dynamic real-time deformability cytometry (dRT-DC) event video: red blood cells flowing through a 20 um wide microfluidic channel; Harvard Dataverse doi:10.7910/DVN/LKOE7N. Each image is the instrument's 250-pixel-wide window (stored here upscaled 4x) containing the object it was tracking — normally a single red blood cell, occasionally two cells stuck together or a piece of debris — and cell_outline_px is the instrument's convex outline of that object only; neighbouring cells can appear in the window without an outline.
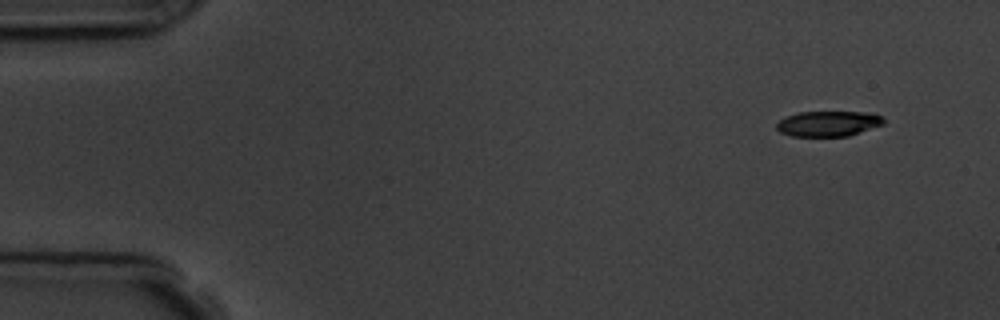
{"species": "common noctule bat (a hibernating species)", "species_latin": "Nyctalus noctula", "temperature_condition": "room temperature", "stored_images_in_passage": 5, "camera_frame_rate_fps": 3000, "um_per_image_px": 0.085, "animal": {"sex": "male", "body_mass_g": 19.5, "forearm_length_mm": 54.6}, "frame": {"image": 1, "passage_image": 1, "time_ms": 0.0, "image_size_px": [1000, 320], "cell_outline_px": [[884, 124], [848, 136], [792, 136], [780, 132], [776, 128], [776, 124], [784, 116], [800, 112], [868, 112], [884, 116]], "centroid_in_image_um": [70.41, 10.5], "position_along_channel_um": 14.6, "area_um2": 15.9}}
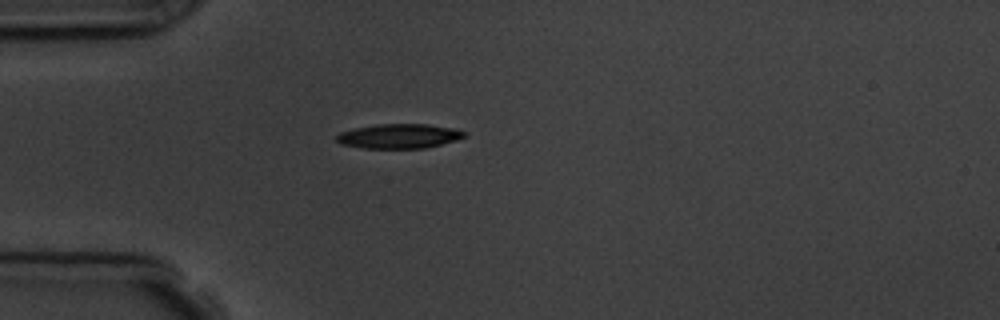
{"frame": {"image": 2, "passage_image": 4, "time_ms": 3.667, "image_size_px": [1000, 320], "cell_outline_px": [[468, 132], [464, 136], [456, 140], [424, 148], [364, 148], [340, 144], [336, 140], [336, 136], [340, 132], [352, 128], [376, 124], [428, 124], [456, 128]], "centroid_in_image_um": [33.91, 11.56], "position_along_channel_um": 51.1, "area_um2": 18.38}}